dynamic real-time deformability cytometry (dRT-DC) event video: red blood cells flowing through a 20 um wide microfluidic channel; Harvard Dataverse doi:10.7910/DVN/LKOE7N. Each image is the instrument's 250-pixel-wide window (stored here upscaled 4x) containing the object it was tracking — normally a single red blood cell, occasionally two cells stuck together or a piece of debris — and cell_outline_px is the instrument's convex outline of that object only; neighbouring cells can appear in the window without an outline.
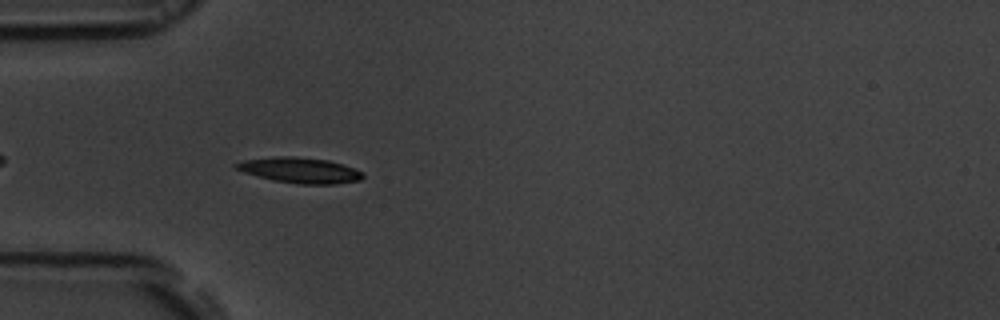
{"species": "common noctule bat (a hibernating species)", "species_latin": "Nyctalus noctula", "temperature_condition": "room temperature", "stored_images_in_passage": 43, "camera_frame_rate_fps": 3000, "um_per_image_px": 0.085, "animal": {"sex": "male", "body_mass_g": 19.5, "forearm_length_mm": 54.6}, "frame": {"image": 1, "passage_image": 4, "time_ms": 1.0, "image_size_px": [1000, 320], "cell_outline_px": [[364, 176], [360, 180], [336, 184], [296, 184], [272, 180], [244, 172], [236, 168], [232, 164], [244, 160], [276, 156], [296, 156], [328, 160], [356, 168], [364, 172]], "centroid_in_image_um": [25.52, 14.47], "position_along_channel_um": 59.5, "area_um2": 19.02}}
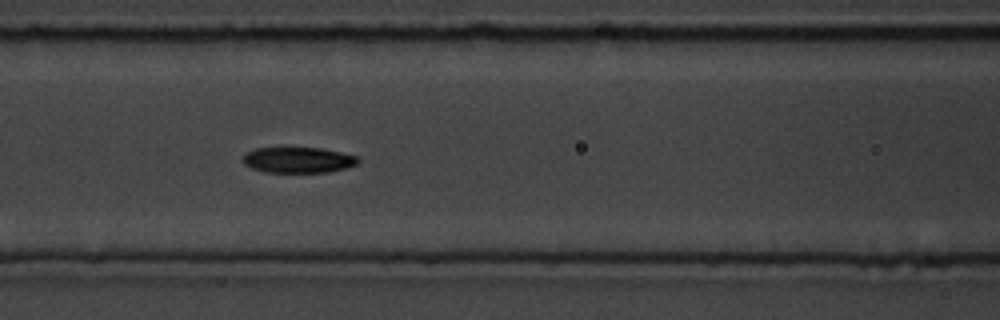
{"frame": {"image": 2, "passage_image": 11, "time_ms": 3.333, "image_size_px": [1000, 320], "cell_outline_px": [[360, 160], [356, 164], [344, 168], [328, 172], [264, 172], [252, 168], [244, 164], [244, 156], [248, 152], [256, 148], [320, 148], [340, 152], [356, 156]], "centroid_in_image_um": [25.34, 13.6], "position_along_channel_um": 141.3, "area_um2": 16.99}}
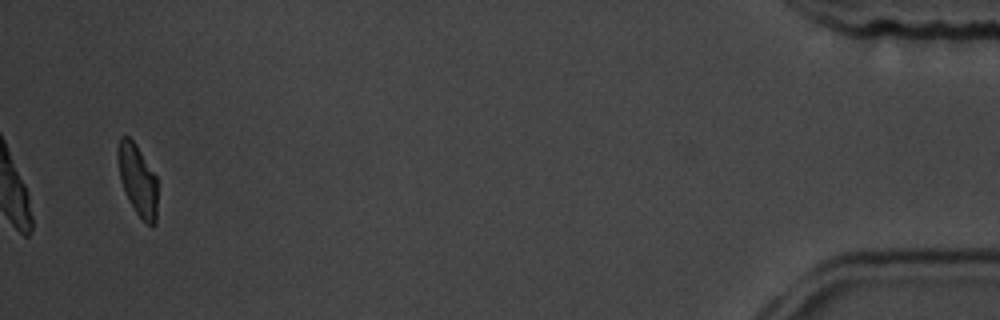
{"frame": {"image": 3, "passage_image": 41, "time_ms": 13.333, "image_size_px": [1000, 320], "cell_outline_px": [[156, 224], [148, 224], [136, 212], [124, 188], [120, 176], [116, 156], [116, 152], [120, 136], [128, 136], [136, 144], [156, 176]], "centroid_in_image_um": [11.68, 15.22], "position_along_channel_um": 423.5, "area_um2": 16.01}, "authors_computed_cell_mechanics": {"area_um2": 17.629, "velocity_mm_per_s": 3.667, "shape_relaxation_time_tau1_ms": 2.3812, "shape_relaxation_time_tau2_ms": 2.8631, "deformation_change_tau1": 0.1267, "deformation_change_tau2": 0.0831}}